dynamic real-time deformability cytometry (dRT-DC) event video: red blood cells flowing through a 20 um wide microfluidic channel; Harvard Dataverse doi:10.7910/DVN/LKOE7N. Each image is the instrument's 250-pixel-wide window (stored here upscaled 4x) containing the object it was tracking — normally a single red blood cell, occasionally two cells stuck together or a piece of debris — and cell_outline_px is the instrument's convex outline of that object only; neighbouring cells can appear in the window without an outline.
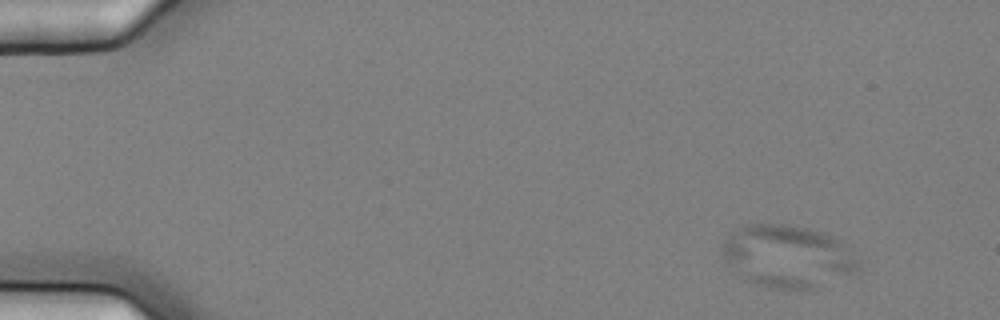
{"species": "common noctule bat (a hibernating species)", "species_latin": "Nyctalus noctula", "temperature_condition": "cold", "stored_images_in_passage": 9, "camera_frame_rate_fps": 3000, "um_per_image_px": 0.085, "animal": {"sex": "female", "body_mass_g": 25.1}, "frame": {"image": 1, "passage_image": 1, "time_ms": 0.0, "image_size_px": [1000, 320], "cell_outline_px": [[860, 272], [816, 292], [772, 288], [752, 284], [744, 280], [728, 264], [724, 256], [724, 240], [728, 232], [744, 224], [784, 224], [808, 228], [824, 232], [832, 236], [860, 260]], "centroid_in_image_um": [67.01, 21.85], "position_along_channel_um": 18.0, "area_um2": 51.04}}
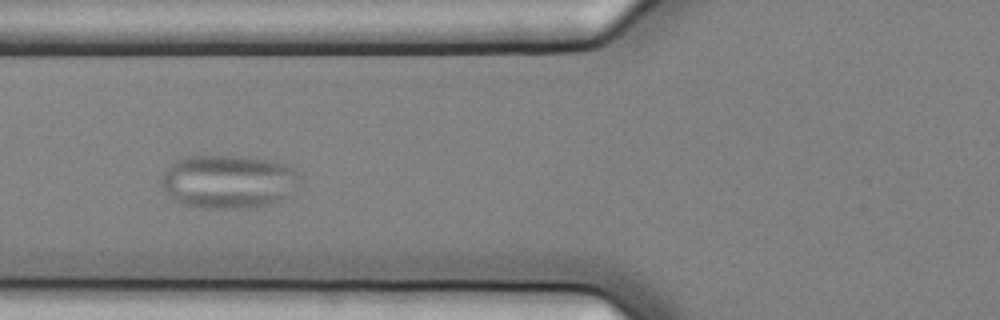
{"frame": {"image": 2, "passage_image": 6, "time_ms": 1.667, "image_size_px": [1000, 320], "cell_outline_px": [[300, 184], [280, 200], [268, 204], [240, 208], [204, 208], [172, 200], [160, 184], [160, 180], [164, 172], [176, 160], [184, 156], [248, 156], [268, 160], [284, 164], [292, 168], [300, 176]], "centroid_in_image_um": [19.39, 15.42], "position_along_channel_um": 106.4, "area_um2": 43.0}}